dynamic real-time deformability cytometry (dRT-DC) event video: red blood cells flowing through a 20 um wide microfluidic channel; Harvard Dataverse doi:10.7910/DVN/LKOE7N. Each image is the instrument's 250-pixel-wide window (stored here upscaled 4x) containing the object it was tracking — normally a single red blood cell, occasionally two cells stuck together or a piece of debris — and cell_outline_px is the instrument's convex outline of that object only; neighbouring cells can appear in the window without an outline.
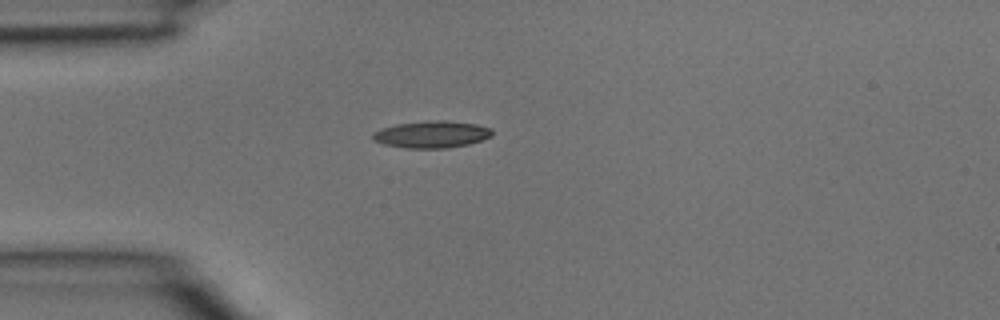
{"species": "common noctule bat (a hibernating species)", "species_latin": "Nyctalus noctula", "temperature_condition": "room temperature", "stored_images_in_passage": 1, "camera_frame_rate_fps": 3000, "um_per_image_px": 0.085, "animal": {"sex": "male", "body_mass_g": 15.6}, "frame": {"image": 1, "passage_image": 1, "time_ms": 0.0, "image_size_px": [1000, 320], "cell_outline_px": [[492, 136], [468, 144], [448, 148], [408, 148], [384, 144], [372, 140], [372, 136], [376, 132], [384, 128], [396, 124], [436, 120], [444, 120], [476, 124], [492, 128]], "centroid_in_image_um": [36.73, 11.42], "position_along_channel_um": 48.3, "area_um2": 18.5}}